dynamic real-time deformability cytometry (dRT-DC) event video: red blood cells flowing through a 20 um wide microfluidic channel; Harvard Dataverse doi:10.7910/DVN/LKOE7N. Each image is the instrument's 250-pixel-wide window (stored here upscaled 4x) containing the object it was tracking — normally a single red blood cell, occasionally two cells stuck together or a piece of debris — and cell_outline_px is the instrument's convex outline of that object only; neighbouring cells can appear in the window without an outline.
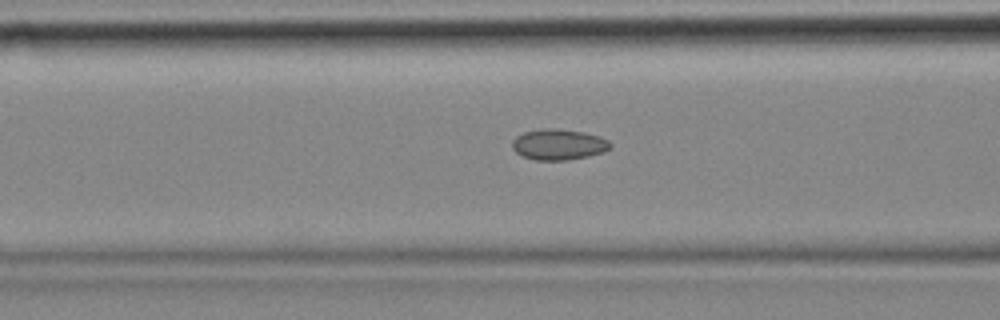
{"species": "common noctule bat (a hibernating species)", "species_latin": "Nyctalus noctula", "temperature_condition": "cold", "stored_images_in_passage": 4, "segment_of_instrument_passage": [1, 2], "camera_frame_rate_fps": 3000, "um_per_image_px": 0.085, "animal": {"sex": "female", "body_mass_g": 18.4}, "frame": {"image": 1, "passage_image": 3, "time_ms": 0.667, "image_size_px": [1000, 320], "cell_outline_px": [[612, 148], [604, 152], [588, 156], [568, 160], [536, 160], [524, 156], [516, 152], [512, 148], [512, 140], [516, 136], [524, 132], [544, 128], [556, 128], [584, 132], [600, 136], [608, 140], [612, 144]], "centroid_in_image_um": [47.51, 12.27], "position_along_channel_um": 119.1, "area_um2": 17.74}}